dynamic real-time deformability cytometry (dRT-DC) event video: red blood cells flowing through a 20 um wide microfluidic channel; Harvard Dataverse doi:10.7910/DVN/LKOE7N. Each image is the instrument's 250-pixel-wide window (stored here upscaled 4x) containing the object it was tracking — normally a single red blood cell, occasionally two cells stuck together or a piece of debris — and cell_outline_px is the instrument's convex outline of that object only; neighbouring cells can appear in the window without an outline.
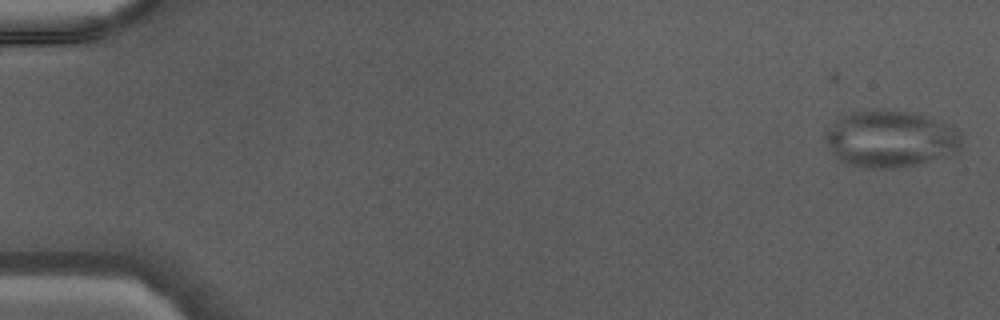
{"species": "Egyptian fruit bat (a non-hibernating species)", "species_latin": "Rousettus aegyptiacus", "temperature_condition": "warm", "stored_images_in_passage": 45, "camera_frame_rate_fps": 3000, "um_per_image_px": 0.085, "animal": {"sex": "male"}, "frame": {"image": 1, "passage_image": 1, "time_ms": 0.0, "image_size_px": [1000, 320], "cell_outline_px": [[960, 148], [956, 152], [920, 164], [892, 168], [872, 168], [848, 164], [840, 160], [832, 152], [824, 140], [824, 132], [836, 120], [852, 112], [872, 108], [880, 108], [912, 112], [932, 116], [940, 120], [960, 132]], "centroid_in_image_um": [75.67, 11.77], "position_along_channel_um": 9.3, "area_um2": 45.49}}
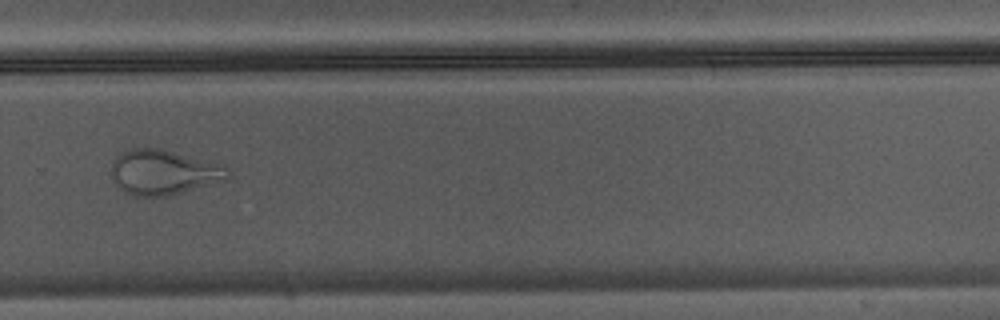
{"frame": {"image": 2, "passage_image": 32, "time_ms": 10.333, "image_size_px": [1000, 320], "cell_outline_px": [[232, 176], [228, 180], [164, 196], [136, 196], [124, 192], [112, 180], [112, 164], [116, 156], [120, 152], [132, 148], [160, 148], [224, 164], [228, 168]], "centroid_in_image_um": [13.94, 14.63], "position_along_channel_um": 315.9, "area_um2": 30.75}}
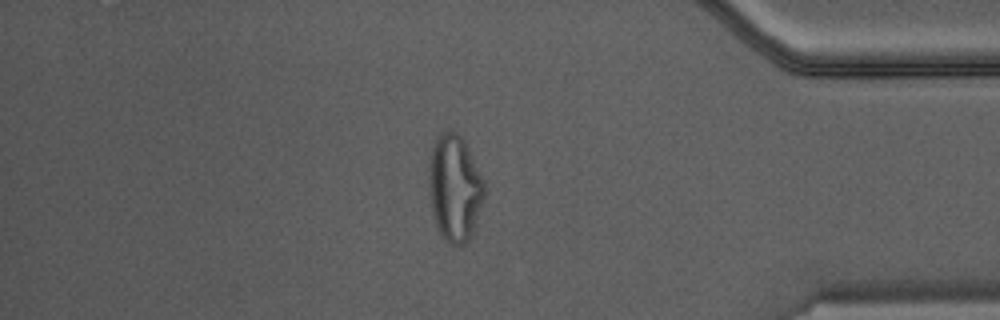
{"frame": {"image": 3, "passage_image": 39, "time_ms": 12.667, "image_size_px": [1000, 320], "cell_outline_px": [[488, 188], [472, 236], [460, 248], [452, 248], [448, 244], [436, 228], [428, 196], [428, 164], [432, 144], [436, 136], [448, 128], [456, 132], [464, 140]], "centroid_in_image_um": [38.64, 16.02], "position_along_channel_um": 396.6, "area_um2": 35.89}}